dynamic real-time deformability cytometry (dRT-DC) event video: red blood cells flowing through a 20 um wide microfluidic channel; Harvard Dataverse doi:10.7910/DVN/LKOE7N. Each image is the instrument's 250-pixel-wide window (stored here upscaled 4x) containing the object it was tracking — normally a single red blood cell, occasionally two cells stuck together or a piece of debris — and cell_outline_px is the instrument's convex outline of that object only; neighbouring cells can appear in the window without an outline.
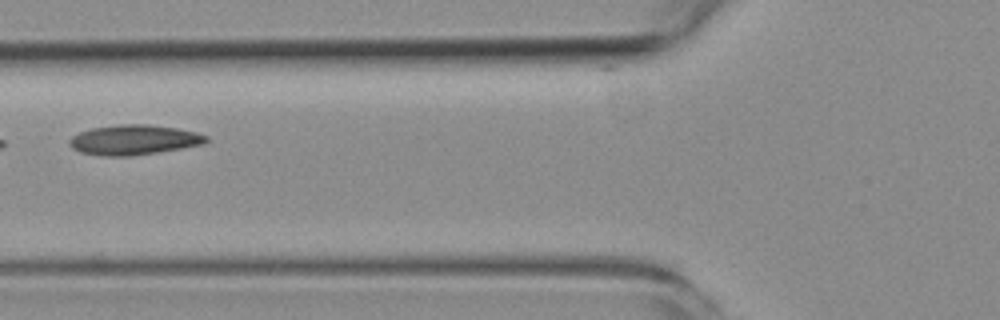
{"species": "common noctule bat (a hibernating species)", "species_latin": "Nyctalus noctula", "temperature_condition": "room temperature", "stored_images_in_passage": 8, "camera_frame_rate_fps": 3000, "um_per_image_px": 0.085, "animal": {"sex": "female", "body_mass_g": 19.3, "forearm_length_mm": 54.1}, "frame": {"image": 1, "passage_image": 5, "time_ms": 6.333, "image_size_px": [1000, 320], "cell_outline_px": [[208, 140], [204, 144], [156, 152], [128, 156], [104, 156], [80, 152], [72, 148], [68, 144], [68, 140], [72, 136], [80, 132], [92, 128], [120, 124], [148, 124], [176, 128], [196, 132], [208, 136]], "centroid_in_image_um": [11.36, 11.88], "position_along_channel_um": 114.4, "area_um2": 23.76}}
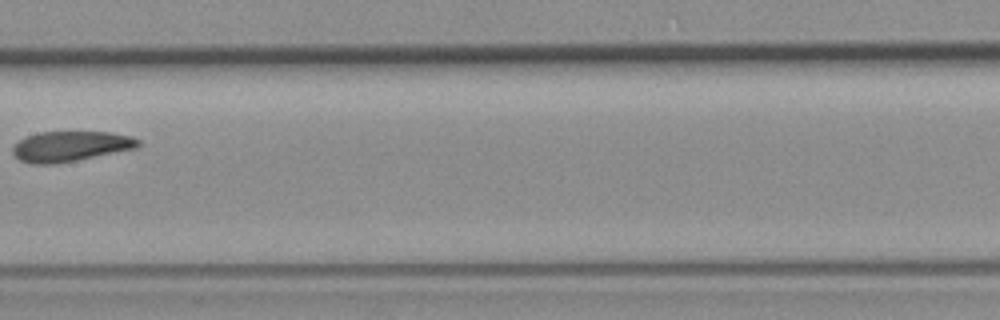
{"frame": {"image": 2, "passage_image": 7, "time_ms": 8.667, "image_size_px": [1000, 320], "cell_outline_px": [[140, 144], [136, 148], [56, 164], [32, 164], [20, 160], [12, 152], [12, 148], [20, 140], [28, 136], [40, 132], [108, 132], [132, 136], [140, 140]], "centroid_in_image_um": [6.0, 12.43], "position_along_channel_um": 201.4, "area_um2": 21.91}}
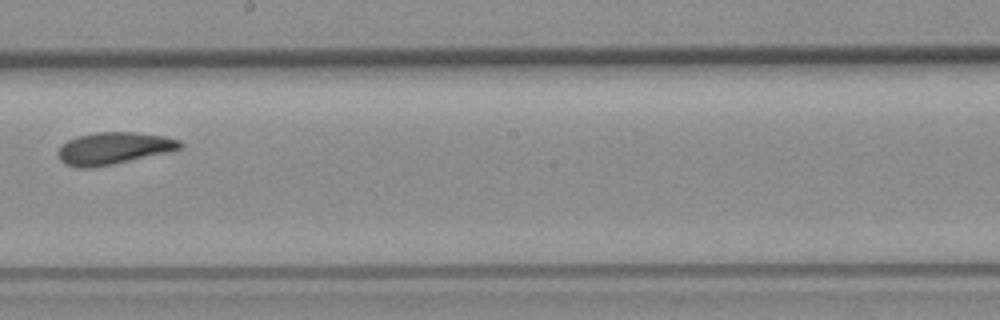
{"frame": {"image": 3, "passage_image": 8, "time_ms": 9.667, "image_size_px": [1000, 320], "cell_outline_px": [[184, 144], [180, 148], [168, 152], [112, 164], [92, 168], [76, 168], [64, 164], [60, 160], [60, 148], [68, 140], [76, 136], [96, 132], [136, 132], [164, 136], [180, 140]], "centroid_in_image_um": [9.67, 12.6], "position_along_channel_um": 238.5, "area_um2": 22.66}}